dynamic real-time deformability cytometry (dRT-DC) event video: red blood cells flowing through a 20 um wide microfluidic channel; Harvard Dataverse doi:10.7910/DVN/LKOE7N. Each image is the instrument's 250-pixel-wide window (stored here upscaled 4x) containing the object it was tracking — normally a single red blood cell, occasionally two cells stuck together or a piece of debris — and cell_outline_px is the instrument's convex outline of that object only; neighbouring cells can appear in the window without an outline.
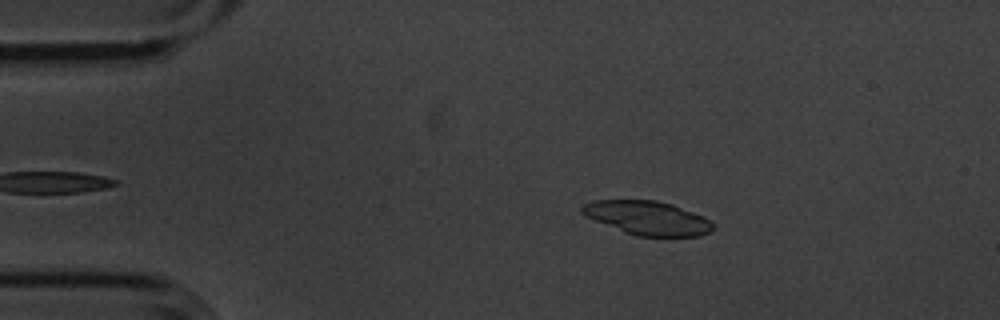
{"species": "common noctule bat (a hibernating species)", "species_latin": "Nyctalus noctula", "temperature_condition": "cold", "stored_images_in_passage": 47, "segment_of_instrument_passage": [1, 2], "camera_frame_rate_fps": 3000, "um_per_image_px": 0.085, "animal": {"sex": "male", "body_mass_g": 20.1, "forearm_length_mm": 53.5}, "frame": {"image": 1, "passage_image": 9, "time_ms": 2.667, "image_size_px": [1000, 320], "cell_outline_px": [[712, 228], [708, 232], [700, 236], [636, 236], [624, 232], [584, 216], [580, 212], [580, 208], [584, 204], [592, 200], [656, 200], [672, 204], [704, 216], [712, 224]], "centroid_in_image_um": [54.99, 18.52], "position_along_channel_um": 30.0, "area_um2": 25.78}}